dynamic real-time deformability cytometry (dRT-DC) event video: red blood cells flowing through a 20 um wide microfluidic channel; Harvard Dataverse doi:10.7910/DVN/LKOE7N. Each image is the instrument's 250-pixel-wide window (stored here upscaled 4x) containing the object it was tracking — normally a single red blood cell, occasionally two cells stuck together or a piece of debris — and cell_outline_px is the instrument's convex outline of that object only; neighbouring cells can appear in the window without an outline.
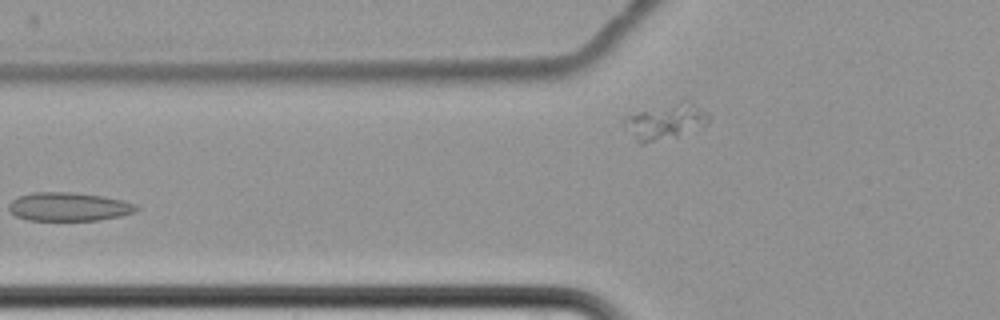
{"species": "common noctule bat (a hibernating species)", "species_latin": "Nyctalus noctula", "temperature_condition": "cold", "stored_images_in_passage": 5, "camera_frame_rate_fps": 3000, "um_per_image_px": 0.085, "animal": {"sex": "female", "body_mass_g": 22.7, "forearm_length_mm": 54.2}, "frame": {"image": 1, "passage_image": 5, "time_ms": 5.0, "image_size_px": [1000, 320], "cell_outline_px": [[712, 116], [708, 124], [676, 136], [644, 144], [640, 144], [636, 140], [624, 124], [624, 116], [640, 112], [672, 108], [700, 108]], "centroid_in_image_um": [56.51, 10.48], "position_along_channel_um": 69.3, "area_um2": 15.43}}